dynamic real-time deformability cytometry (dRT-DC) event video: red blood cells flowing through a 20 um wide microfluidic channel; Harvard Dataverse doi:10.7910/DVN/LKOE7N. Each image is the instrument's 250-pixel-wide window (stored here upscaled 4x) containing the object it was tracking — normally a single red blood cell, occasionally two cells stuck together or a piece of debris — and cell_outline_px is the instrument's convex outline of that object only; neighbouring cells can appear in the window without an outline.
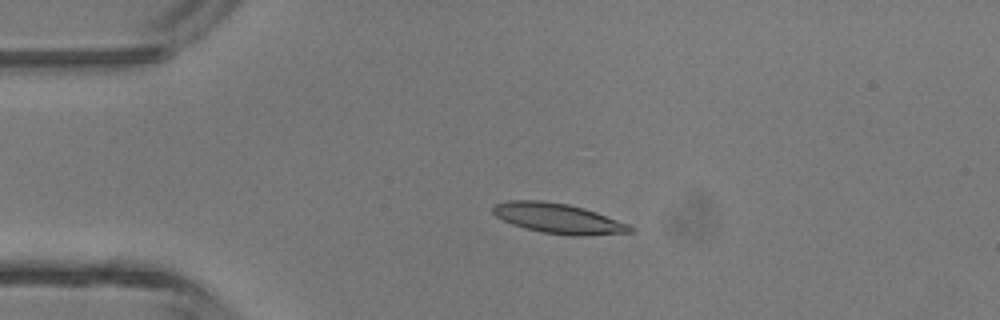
{"species": "common noctule bat (a hibernating species)", "species_latin": "Nyctalus noctula", "temperature_condition": "room temperature", "stored_images_in_passage": 4, "camera_frame_rate_fps": 3000, "um_per_image_px": 0.085, "animal": {"sex": "male", "body_mass_g": 13.3}, "frame": {"image": 1, "passage_image": 3, "time_ms": 0.667, "image_size_px": [1000, 320], "cell_outline_px": [[636, 228], [632, 232], [584, 236], [572, 236], [544, 232], [524, 228], [512, 224], [496, 216], [492, 212], [492, 204], [508, 200], [544, 200], [568, 204], [584, 208], [596, 212], [628, 224]], "centroid_in_image_um": [47.43, 18.55], "position_along_channel_um": 37.6, "area_um2": 24.16}}